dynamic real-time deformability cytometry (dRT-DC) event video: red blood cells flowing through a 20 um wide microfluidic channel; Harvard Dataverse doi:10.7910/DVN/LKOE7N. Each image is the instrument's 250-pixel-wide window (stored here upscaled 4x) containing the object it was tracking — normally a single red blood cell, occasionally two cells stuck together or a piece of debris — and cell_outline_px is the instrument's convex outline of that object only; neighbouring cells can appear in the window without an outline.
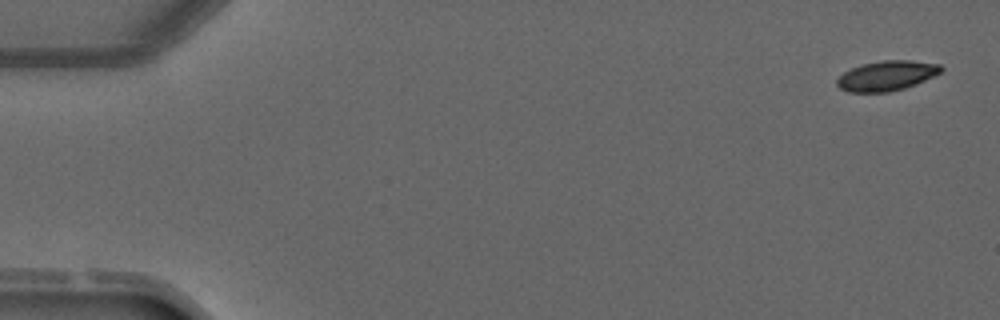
{"species": "common noctule bat (a hibernating species)", "species_latin": "Nyctalus noctula", "temperature_condition": "warm", "stored_images_in_passage": 4, "camera_frame_rate_fps": 3000, "um_per_image_px": 0.085, "animal": {"sex": "male", "forearm_length_mm": 52.5}, "frame": {"image": 1, "passage_image": 1, "time_ms": 0.0, "image_size_px": [1000, 320], "cell_outline_px": [[944, 68], [940, 72], [916, 84], [904, 88], [888, 92], [848, 92], [840, 88], [836, 84], [836, 80], [844, 72], [852, 68], [864, 64], [884, 60], [908, 60], [940, 64]], "centroid_in_image_um": [75.36, 6.44], "position_along_channel_um": 9.6, "area_um2": 17.92}}
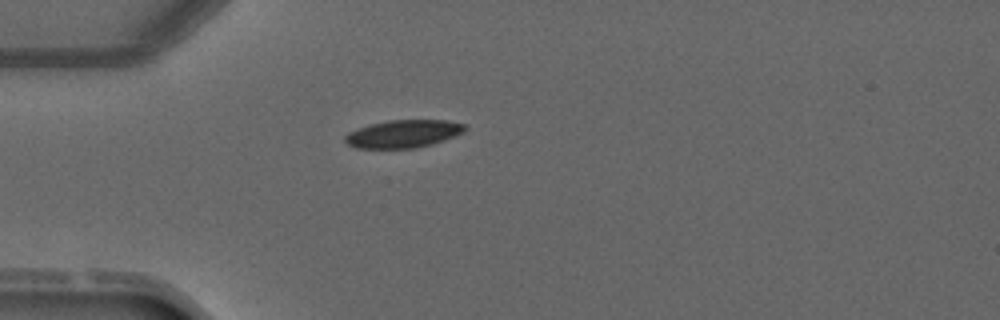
{"frame": {"image": 2, "passage_image": 4, "time_ms": 3.667, "image_size_px": [1000, 320], "cell_outline_px": [[468, 128], [464, 132], [444, 140], [432, 144], [416, 148], [356, 148], [348, 144], [344, 140], [344, 136], [348, 132], [372, 124], [388, 120], [448, 120], [468, 124]], "centroid_in_image_um": [34.34, 11.37], "position_along_channel_um": 50.7, "area_um2": 19.48}}